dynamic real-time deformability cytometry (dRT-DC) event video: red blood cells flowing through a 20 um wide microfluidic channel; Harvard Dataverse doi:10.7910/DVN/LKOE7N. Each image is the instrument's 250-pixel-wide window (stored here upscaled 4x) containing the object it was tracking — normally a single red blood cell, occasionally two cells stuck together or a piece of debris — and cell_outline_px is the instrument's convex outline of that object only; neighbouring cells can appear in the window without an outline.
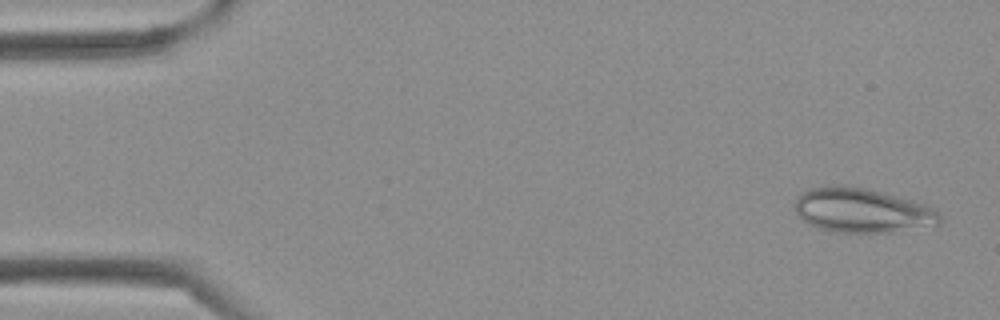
{"species": "Egyptian fruit bat (a non-hibernating species)", "species_latin": "Rousettus aegyptiacus", "temperature_condition": "cold", "stored_images_in_passage": 40, "segment_of_instrument_passage": [1, 2], "camera_frame_rate_fps": 3000, "um_per_image_px": 0.085, "frame": {"image": 1, "passage_image": 1, "time_ms": 0.0, "image_size_px": [1000, 320], "cell_outline_px": [[940, 224], [892, 232], [836, 232], [820, 228], [808, 224], [796, 212], [796, 196], [808, 188], [824, 184], [840, 184], [868, 188], [912, 200], [936, 208], [940, 216]], "centroid_in_image_um": [73.26, 17.85], "position_along_channel_um": 11.7, "area_um2": 37.8}}
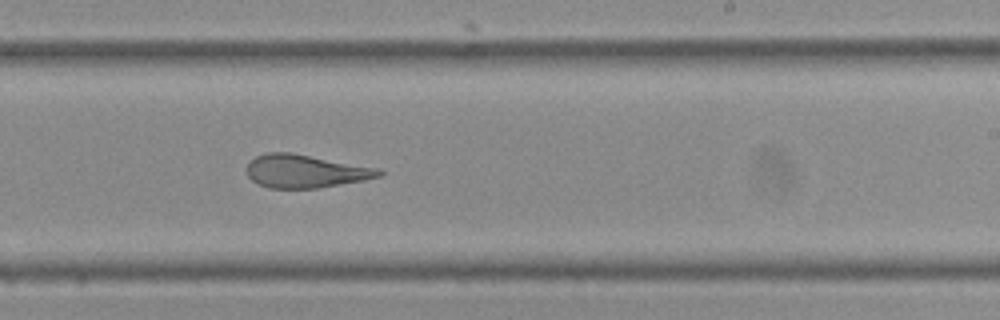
{"frame": {"image": 2, "passage_image": 23, "time_ms": 7.333, "image_size_px": [1000, 320], "cell_outline_px": [[384, 176], [364, 180], [316, 188], [268, 188], [252, 180], [248, 176], [248, 164], [256, 156], [264, 152], [292, 152], [380, 168], [384, 172]], "centroid_in_image_um": [26.01, 14.54], "position_along_channel_um": 263.0, "area_um2": 25.61}}
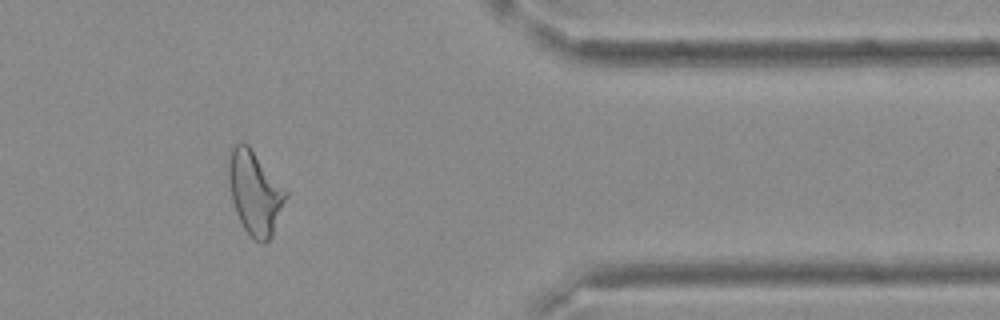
{"frame": {"image": 3, "passage_image": 32, "time_ms": 10.333, "image_size_px": [1000, 320], "cell_outline_px": [[288, 196], [272, 236], [264, 244], [256, 240], [244, 228], [236, 212], [232, 200], [228, 180], [228, 160], [232, 148], [236, 144], [248, 144], [288, 192]], "centroid_in_image_um": [21.68, 16.39], "position_along_channel_um": 389.7, "area_um2": 27.57}}